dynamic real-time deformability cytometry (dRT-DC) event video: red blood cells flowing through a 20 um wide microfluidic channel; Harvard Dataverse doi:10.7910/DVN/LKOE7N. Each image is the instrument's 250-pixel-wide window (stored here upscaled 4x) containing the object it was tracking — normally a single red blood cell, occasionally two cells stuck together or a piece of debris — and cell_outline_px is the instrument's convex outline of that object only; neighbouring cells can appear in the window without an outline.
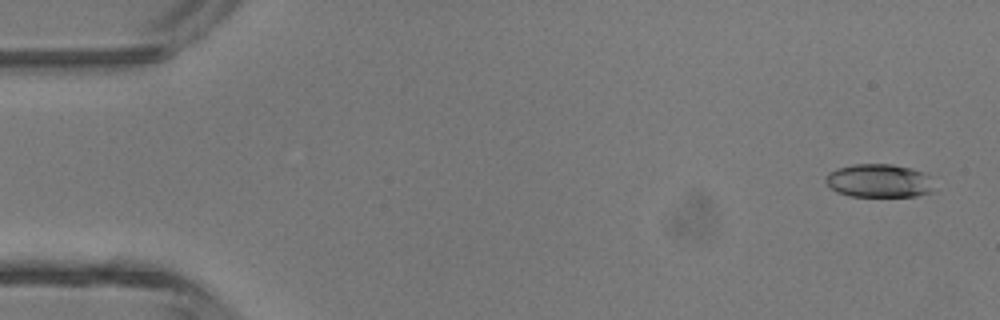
{"species": "common noctule bat (a hibernating species)", "species_latin": "Nyctalus noctula", "temperature_condition": "room temperature", "stored_images_in_passage": 5, "camera_frame_rate_fps": 3000, "um_per_image_px": 0.085, "animal": {"sex": "male", "body_mass_g": 13.3}, "frame": {"image": 1, "passage_image": 1, "time_ms": 0.0, "image_size_px": [1000, 320], "cell_outline_px": [[936, 192], [916, 196], [848, 196], [836, 192], [824, 180], [828, 172], [836, 168], [852, 164], [892, 164], [912, 168], [924, 172], [928, 176]], "centroid_in_image_um": [74.72, 15.36], "position_along_channel_um": 10.3, "area_um2": 21.39}}
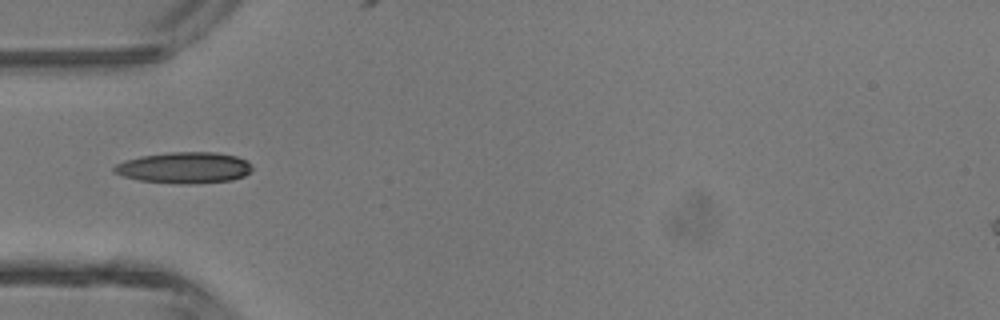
{"frame": {"image": 2, "passage_image": 4, "time_ms": 1.0, "image_size_px": [1000, 320], "cell_outline_px": [[252, 168], [244, 176], [232, 180], [192, 184], [180, 184], [140, 180], [124, 176], [112, 172], [112, 168], [116, 164], [124, 160], [140, 156], [168, 152], [216, 152], [236, 156], [244, 160]], "centroid_in_image_um": [15.62, 14.25], "position_along_channel_um": 69.4, "area_um2": 25.03}}
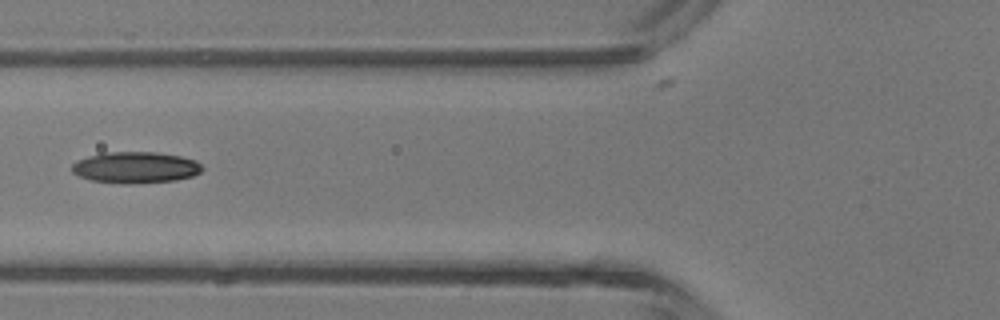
{"frame": {"image": 3, "passage_image": 5, "time_ms": 1.333, "image_size_px": [1000, 320], "cell_outline_px": [[204, 168], [200, 172], [192, 176], [176, 180], [124, 184], [92, 180], [80, 176], [72, 172], [72, 164], [76, 160], [88, 156], [104, 152], [156, 152], [180, 156], [196, 160]], "centroid_in_image_um": [11.52, 14.22], "position_along_channel_um": 114.3, "area_um2": 23.76}}